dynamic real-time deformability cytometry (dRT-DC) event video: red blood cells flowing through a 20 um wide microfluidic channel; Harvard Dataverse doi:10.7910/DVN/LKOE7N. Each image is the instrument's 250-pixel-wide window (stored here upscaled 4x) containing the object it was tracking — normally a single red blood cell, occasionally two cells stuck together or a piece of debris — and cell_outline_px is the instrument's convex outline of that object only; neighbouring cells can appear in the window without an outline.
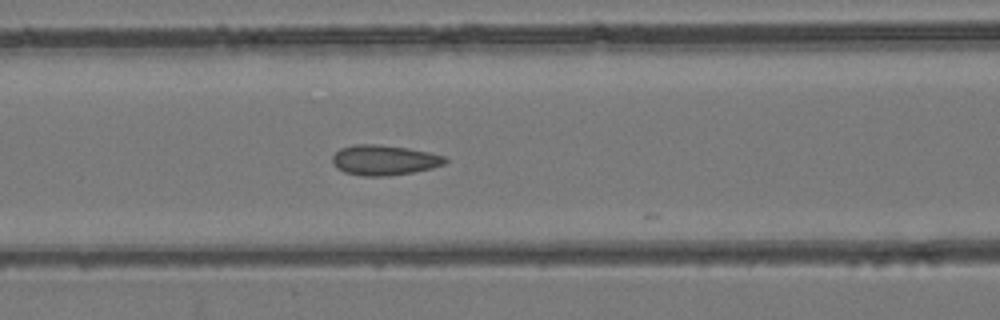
{"species": "common noctule bat (a hibernating species)", "species_latin": "Nyctalus noctula", "temperature_condition": "room temperature", "stored_images_in_passage": 21, "camera_frame_rate_fps": 3000, "um_per_image_px": 0.085, "animal": {"sex": "female", "body_mass_g": 24.6, "forearm_length_mm": 56.2}, "frame": {"image": 1, "passage_image": 20, "time_ms": 6.333, "image_size_px": [1000, 320], "cell_outline_px": [[448, 160], [444, 164], [432, 168], [412, 172], [388, 176], [364, 176], [344, 172], [336, 168], [332, 164], [332, 156], [340, 148], [352, 144], [376, 144], [408, 148], [428, 152], [444, 156]], "centroid_in_image_um": [32.62, 13.6], "position_along_channel_um": 134.0, "area_um2": 19.88}}